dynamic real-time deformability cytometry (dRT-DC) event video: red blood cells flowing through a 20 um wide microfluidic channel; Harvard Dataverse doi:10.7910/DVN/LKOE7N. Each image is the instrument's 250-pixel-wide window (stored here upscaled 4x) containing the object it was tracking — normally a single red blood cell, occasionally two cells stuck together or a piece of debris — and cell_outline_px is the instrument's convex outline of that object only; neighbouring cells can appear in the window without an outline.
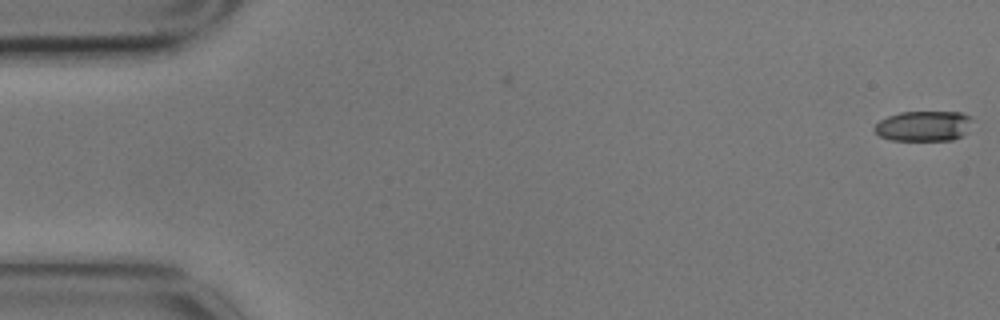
{"species": "common noctule bat (a hibernating species)", "species_latin": "Nyctalus noctula", "temperature_condition": "cold", "stored_images_in_passage": 2, "camera_frame_rate_fps": 3000, "um_per_image_px": 0.085, "animal": {"sex": "male", "body_mass_g": 17.9}, "frame": {"image": 1, "passage_image": 2, "time_ms": 0.333, "image_size_px": [1000, 320], "cell_outline_px": [[972, 116], [964, 132], [960, 136], [952, 140], [892, 140], [880, 136], [872, 128], [880, 120], [888, 116], [900, 112], [960, 112]], "centroid_in_image_um": [78.45, 10.7], "position_along_channel_um": 6.5, "area_um2": 16.99}}